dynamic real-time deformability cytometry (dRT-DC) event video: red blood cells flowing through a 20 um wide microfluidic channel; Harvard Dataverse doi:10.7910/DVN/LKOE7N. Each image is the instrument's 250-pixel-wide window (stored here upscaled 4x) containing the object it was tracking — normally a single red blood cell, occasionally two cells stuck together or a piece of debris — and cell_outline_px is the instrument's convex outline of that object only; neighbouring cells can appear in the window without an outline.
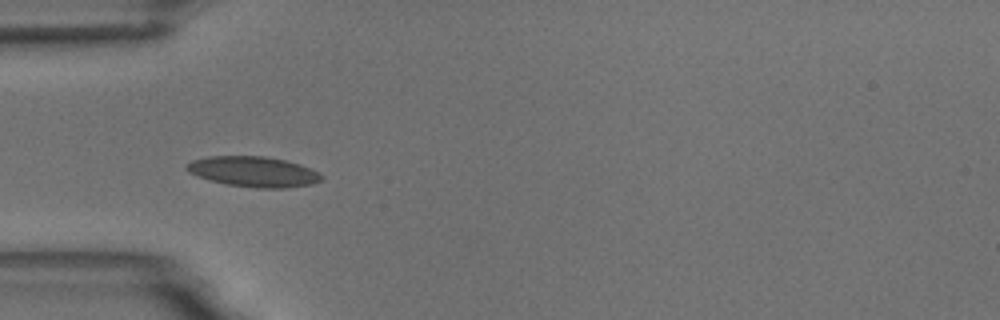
{"species": "common noctule bat (a hibernating species)", "species_latin": "Nyctalus noctula", "temperature_condition": "room temperature", "stored_images_in_passage": 14, "camera_frame_rate_fps": 3000, "um_per_image_px": 0.085, "animal": {"sex": "male", "body_mass_g": 18.8}, "frame": {"image": 1, "passage_image": 1, "time_ms": 0.0, "image_size_px": [1000, 320], "cell_outline_px": [[324, 180], [312, 184], [288, 188], [256, 188], [224, 184], [208, 180], [188, 172], [184, 168], [184, 164], [192, 160], [208, 156], [264, 156], [284, 160], [300, 164], [312, 168], [320, 172], [324, 176]], "centroid_in_image_um": [21.56, 14.6], "position_along_channel_um": 63.4, "area_um2": 24.33}}
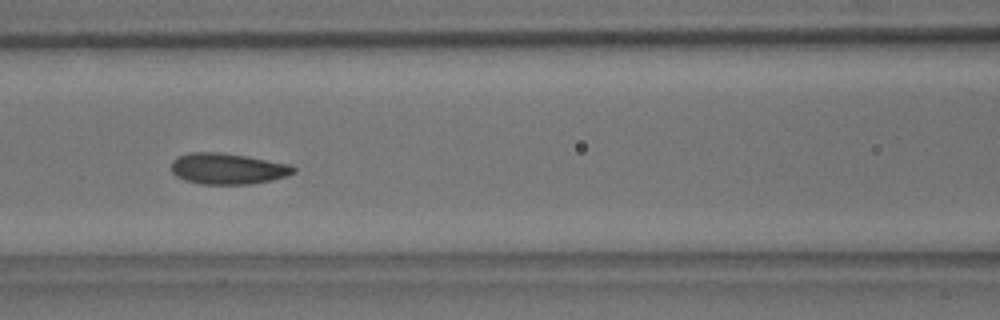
{"frame": {"image": 2, "passage_image": 8, "time_ms": 2.333, "image_size_px": [1000, 320], "cell_outline_px": [[296, 172], [288, 176], [252, 184], [200, 184], [184, 180], [176, 176], [172, 172], [172, 160], [176, 156], [188, 152], [220, 152], [244, 156], [288, 164], [296, 168]], "centroid_in_image_um": [19.32, 14.34], "position_along_channel_um": 147.3, "area_um2": 22.14}}